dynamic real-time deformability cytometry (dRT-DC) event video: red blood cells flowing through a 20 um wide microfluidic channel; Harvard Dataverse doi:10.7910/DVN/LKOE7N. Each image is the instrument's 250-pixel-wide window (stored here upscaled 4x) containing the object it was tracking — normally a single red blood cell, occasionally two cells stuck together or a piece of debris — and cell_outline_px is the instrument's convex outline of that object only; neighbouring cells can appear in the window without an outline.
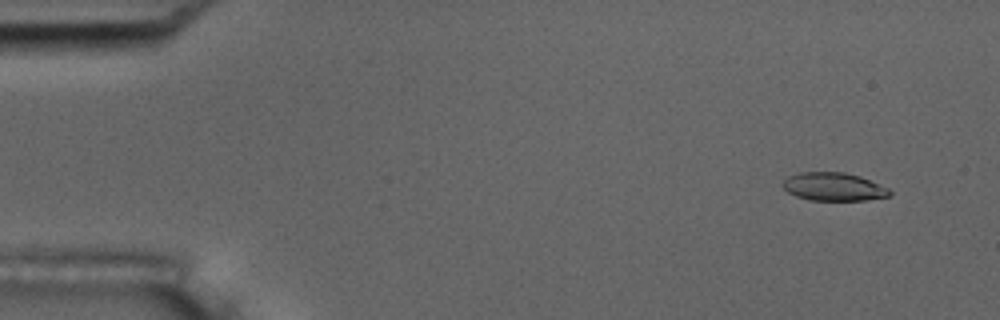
{"species": "common noctule bat (a hibernating species)", "species_latin": "Nyctalus noctula", "temperature_condition": "room temperature", "stored_images_in_passage": 55, "camera_frame_rate_fps": 3000, "um_per_image_px": 0.085, "animal": {"sex": "male", "body_mass_g": 17.5, "forearm_length_mm": 52.3}, "frame": {"image": 1, "passage_image": 4, "time_ms": 1.0, "image_size_px": [1000, 320], "cell_outline_px": [[892, 192], [888, 196], [864, 200], [808, 200], [796, 196], [788, 192], [780, 184], [788, 176], [800, 172], [844, 172], [860, 176], [888, 188]], "centroid_in_image_um": [70.82, 15.87], "position_along_channel_um": 14.2, "area_um2": 17.51}}
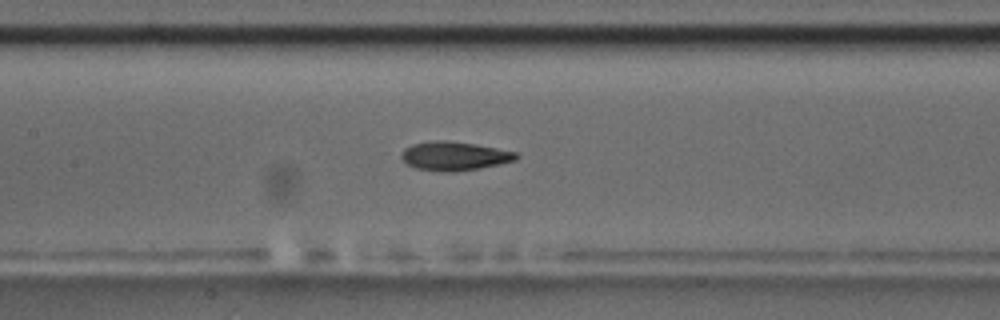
{"frame": {"image": 2, "passage_image": 26, "time_ms": 8.333, "image_size_px": [1000, 320], "cell_outline_px": [[520, 156], [516, 160], [500, 164], [480, 168], [452, 172], [440, 172], [416, 168], [404, 164], [400, 156], [400, 152], [404, 148], [412, 144], [436, 140], [444, 140], [476, 144], [520, 152]], "centroid_in_image_um": [38.62, 13.26], "position_along_channel_um": 168.8, "area_um2": 19.71}}
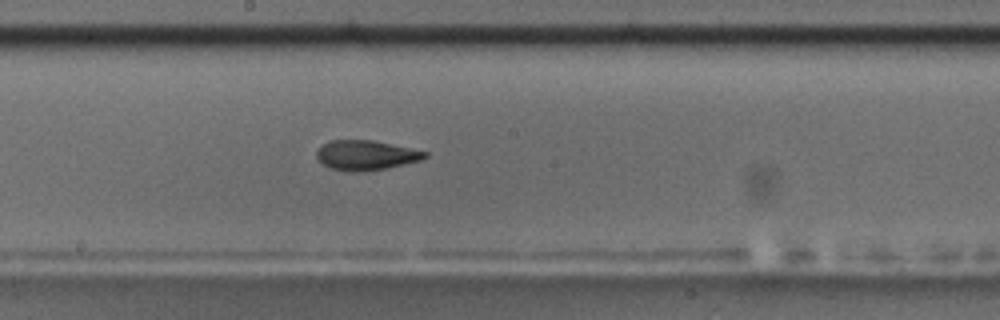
{"frame": {"image": 3, "passage_image": 30, "time_ms": 9.667, "image_size_px": [1000, 320], "cell_outline_px": [[428, 156], [420, 160], [384, 168], [360, 172], [348, 172], [332, 168], [316, 160], [316, 152], [324, 144], [332, 140], [372, 140], [428, 152]], "centroid_in_image_um": [31.07, 13.19], "position_along_channel_um": 217.1, "area_um2": 18.5}, "authors_computed_cell_mechanics": {"area_um2": 18.7272, "velocity_mm_per_s": 3.6445, "shape_relaxation_time_tau1_ms": 4.6761, "shape_relaxation_time_tau2_ms": 3.2109, "deformation_change_tau1": 0.156, "deformation_change_tau2": 0.1015}}